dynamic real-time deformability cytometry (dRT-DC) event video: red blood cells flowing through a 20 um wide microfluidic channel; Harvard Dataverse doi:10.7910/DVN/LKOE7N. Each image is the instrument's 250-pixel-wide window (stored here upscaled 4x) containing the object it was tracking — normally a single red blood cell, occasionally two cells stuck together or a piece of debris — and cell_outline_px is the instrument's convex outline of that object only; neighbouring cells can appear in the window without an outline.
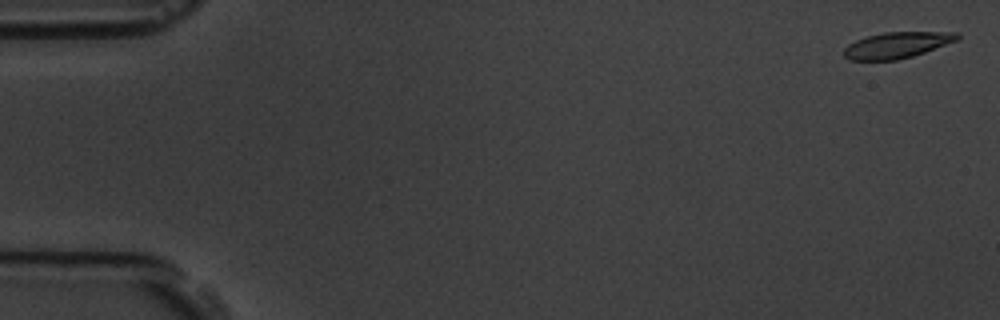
{"species": "common noctule bat (a hibernating species)", "species_latin": "Nyctalus noctula", "temperature_condition": "room temperature", "stored_images_in_passage": 59, "camera_frame_rate_fps": 3000, "um_per_image_px": 0.085, "animal": {"sex": "male", "body_mass_g": 19.5, "forearm_length_mm": 54.6}, "frame": {"image": 1, "passage_image": 2, "time_ms": 0.333, "image_size_px": [1000, 320], "cell_outline_px": [[960, 40], [912, 56], [896, 60], [848, 60], [844, 56], [844, 48], [848, 44], [856, 40], [868, 36], [884, 32], [960, 32]], "centroid_in_image_um": [76.27, 3.83], "position_along_channel_um": 8.7, "area_um2": 17.28}}
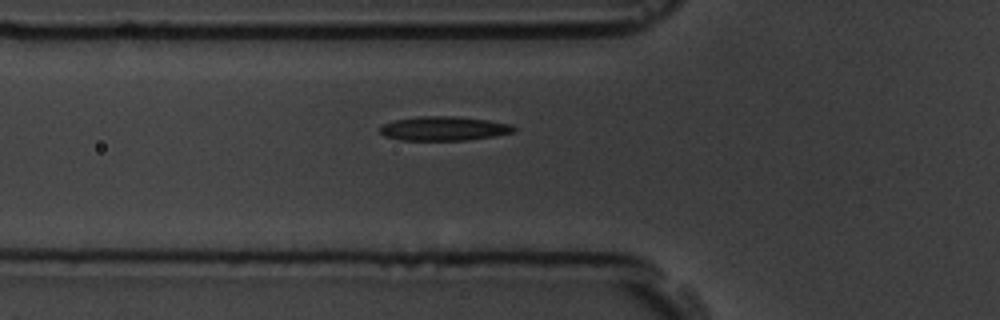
{"frame": {"image": 2, "passage_image": 21, "time_ms": 6.667, "image_size_px": [1000, 320], "cell_outline_px": [[516, 128], [512, 132], [492, 136], [468, 140], [396, 140], [384, 136], [380, 132], [380, 128], [384, 124], [396, 120], [416, 116], [456, 116], [488, 120], [512, 124]], "centroid_in_image_um": [37.71, 10.92], "position_along_channel_um": 88.1, "area_um2": 18.84}}
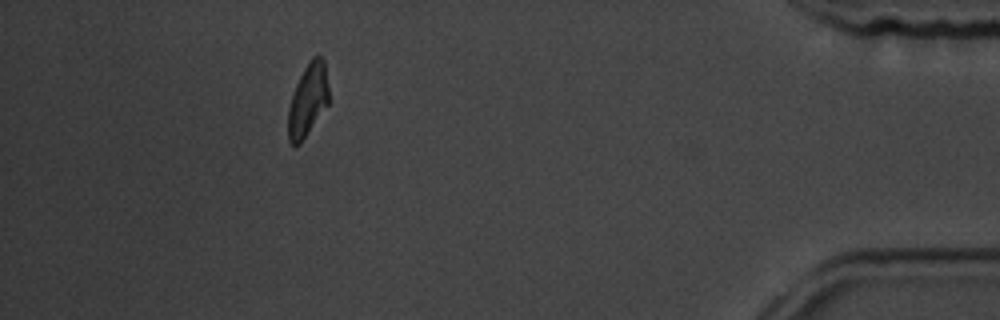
{"frame": {"image": 3, "passage_image": 53, "time_ms": 17.333, "image_size_px": [1000, 320], "cell_outline_px": [[328, 104], [300, 144], [292, 144], [288, 140], [288, 108], [296, 84], [304, 68], [312, 56], [320, 56], [324, 60], [328, 88]], "centroid_in_image_um": [26.16, 8.5], "position_along_channel_um": 409.0, "area_um2": 16.94}, "authors_computed_cell_mechanics": {"area_um2": 18.4382, "velocity_mm_per_s": 3.5271, "shape_relaxation_time_tau1_ms": null, "shape_relaxation_time_tau2_ms": 5.0965, "deformation_change_tau1": null, "deformation_change_tau2": 0.1377}}